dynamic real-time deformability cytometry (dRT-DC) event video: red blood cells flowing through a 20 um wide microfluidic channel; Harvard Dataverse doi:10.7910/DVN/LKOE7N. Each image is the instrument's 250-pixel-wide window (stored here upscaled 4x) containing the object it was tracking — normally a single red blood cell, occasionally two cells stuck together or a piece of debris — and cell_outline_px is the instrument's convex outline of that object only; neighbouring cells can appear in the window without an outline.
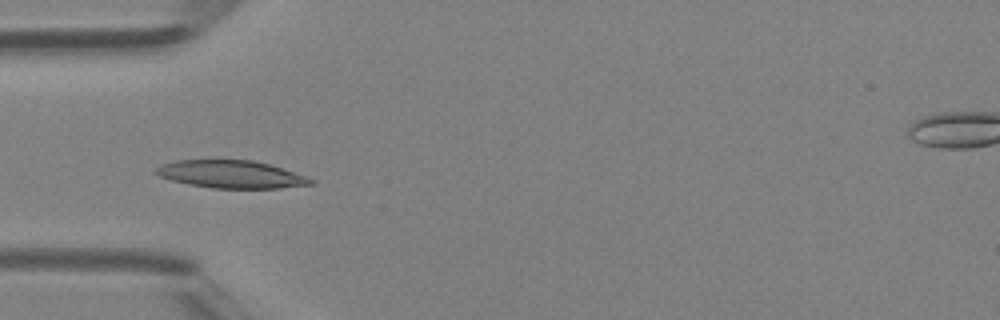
{"species": "Egyptian fruit bat (a non-hibernating species)", "species_latin": "Rousettus aegyptiacus", "temperature_condition": "room temperature", "stored_images_in_passage": 4, "camera_frame_rate_fps": 3000, "um_per_image_px": 0.085, "animal": {"sex": "female"}, "frame": {"image": 1, "passage_image": 4, "time_ms": 3.0, "image_size_px": [1000, 320], "cell_outline_px": [[316, 184], [276, 188], [212, 188], [188, 184], [172, 180], [160, 176], [152, 172], [160, 164], [176, 160], [252, 160], [268, 164], [308, 176], [316, 180]], "centroid_in_image_um": [19.66, 14.81], "position_along_channel_um": 65.3, "area_um2": 25.03}}